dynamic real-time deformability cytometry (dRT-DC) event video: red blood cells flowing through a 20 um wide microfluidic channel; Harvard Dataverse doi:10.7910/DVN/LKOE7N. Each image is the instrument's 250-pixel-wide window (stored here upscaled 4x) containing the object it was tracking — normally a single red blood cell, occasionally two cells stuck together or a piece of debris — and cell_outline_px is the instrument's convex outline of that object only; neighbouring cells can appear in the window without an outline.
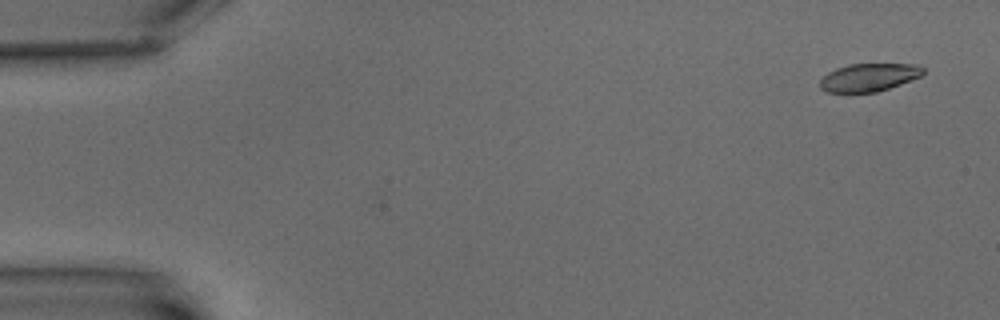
{"species": "common noctule bat (a hibernating species)", "species_latin": "Nyctalus noctula", "temperature_condition": "warm", "stored_images_in_passage": 4, "camera_frame_rate_fps": 3000, "um_per_image_px": 0.085, "animal": {"sex": "male", "body_mass_g": 15.6}, "frame": {"image": 1, "passage_image": 1, "time_ms": 0.0, "image_size_px": [1000, 320], "cell_outline_px": [[924, 72], [920, 76], [900, 84], [876, 92], [828, 92], [820, 88], [820, 80], [828, 72], [836, 68], [848, 64], [920, 64], [924, 68]], "centroid_in_image_um": [73.86, 6.56], "position_along_channel_um": 11.1, "area_um2": 16.7}}